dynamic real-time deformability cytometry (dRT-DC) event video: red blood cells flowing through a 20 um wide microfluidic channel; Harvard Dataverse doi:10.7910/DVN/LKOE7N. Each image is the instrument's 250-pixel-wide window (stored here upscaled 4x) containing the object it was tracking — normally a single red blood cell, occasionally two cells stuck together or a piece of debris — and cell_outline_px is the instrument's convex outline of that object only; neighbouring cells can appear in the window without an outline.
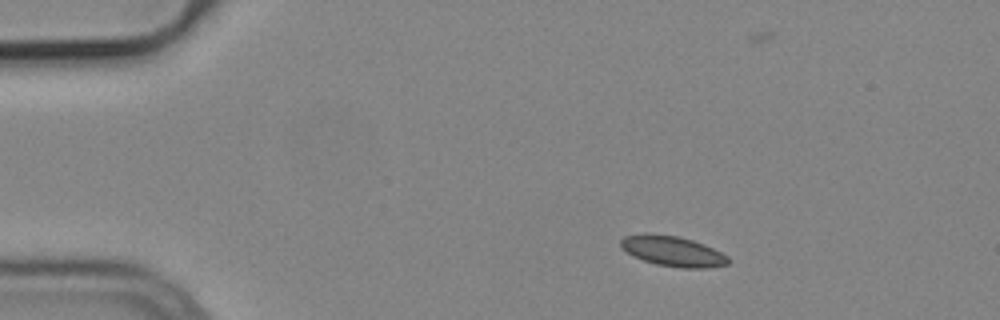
{"species": "common noctule bat (a hibernating species)", "species_latin": "Nyctalus noctula", "temperature_condition": "cold", "stored_images_in_passage": 47, "camera_frame_rate_fps": 3000, "um_per_image_px": 0.085, "animal": {"sex": "male", "body_mass_g": 19.2, "forearm_length_mm": 51.8}, "frame": {"image": 1, "passage_image": 1, "time_ms": 0.0, "image_size_px": [1000, 320], "cell_outline_px": [[728, 264], [704, 268], [680, 268], [656, 264], [632, 256], [620, 248], [620, 240], [624, 236], [644, 232], [648, 232], [680, 236], [704, 244], [728, 256]], "centroid_in_image_um": [57.11, 21.33], "position_along_channel_um": 27.9, "area_um2": 19.19}}
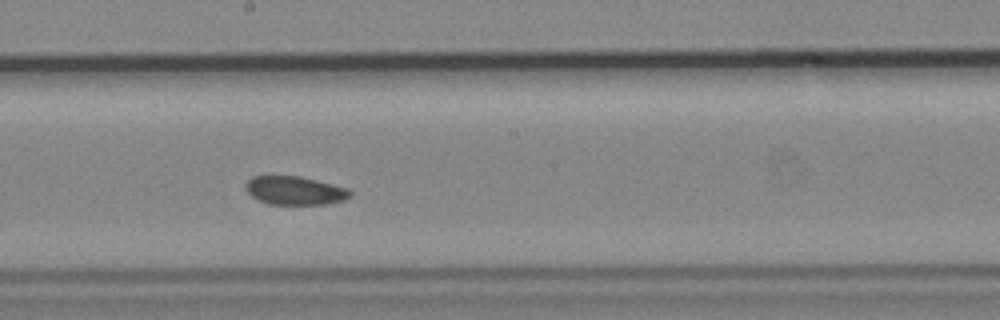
{"frame": {"image": 2, "passage_image": 22, "time_ms": 7.0, "image_size_px": [1000, 320], "cell_outline_px": [[352, 196], [344, 200], [328, 204], [268, 204], [252, 196], [248, 192], [244, 184], [252, 176], [300, 176], [348, 188], [352, 192]], "centroid_in_image_um": [25.08, 16.19], "position_along_channel_um": 223.1, "area_um2": 17.34}}
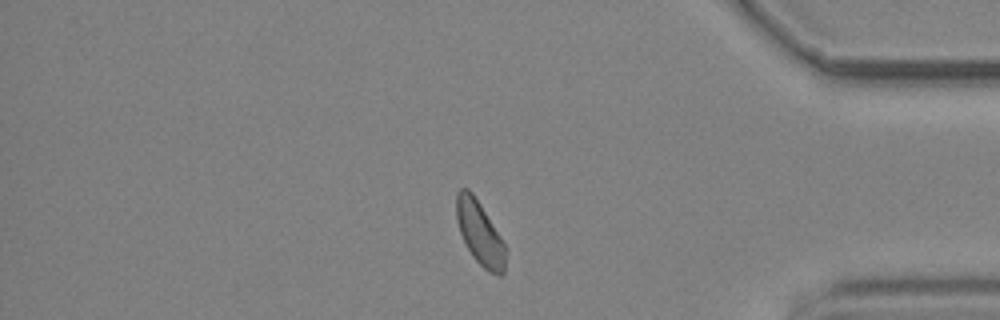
{"frame": {"image": 3, "passage_image": 38, "time_ms": 12.333, "image_size_px": [1000, 320], "cell_outline_px": [[508, 248], [504, 272], [500, 276], [488, 272], [472, 256], [460, 232], [456, 220], [456, 192], [460, 188], [468, 188], [472, 192], [480, 204]], "centroid_in_image_um": [40.8, 19.83], "position_along_channel_um": 394.4, "area_um2": 18.38}}